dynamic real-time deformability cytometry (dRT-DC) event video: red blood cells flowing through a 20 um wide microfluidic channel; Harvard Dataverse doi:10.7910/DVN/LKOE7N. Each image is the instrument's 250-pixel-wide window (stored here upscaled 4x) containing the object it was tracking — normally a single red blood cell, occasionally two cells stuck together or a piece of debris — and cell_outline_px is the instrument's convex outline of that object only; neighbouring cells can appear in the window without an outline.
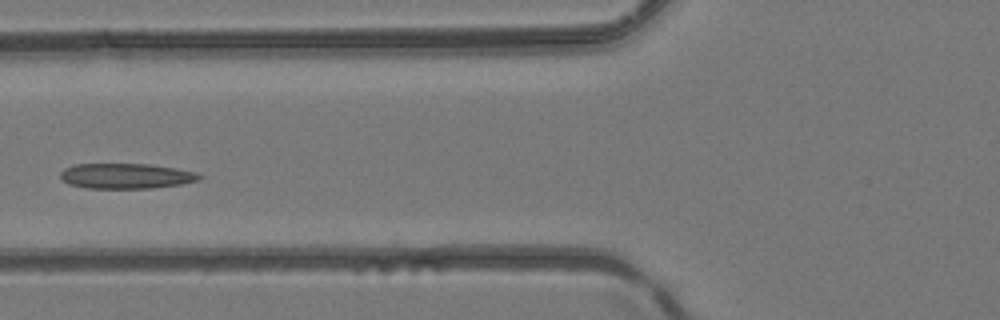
{"species": "common noctule bat (a hibernating species)", "species_latin": "Nyctalus noctula", "temperature_condition": "room temperature", "stored_images_in_passage": 3, "camera_frame_rate_fps": 3000, "um_per_image_px": 0.085, "animal": {"sex": "female", "body_mass_g": 24.6, "forearm_length_mm": 56.2}, "frame": {"image": 1, "passage_image": 3, "time_ms": 0.667, "image_size_px": [1000, 320], "cell_outline_px": [[204, 176], [200, 180], [180, 184], [152, 188], [88, 188], [68, 184], [60, 176], [60, 172], [64, 168], [76, 164], [148, 164], [176, 168], [196, 172]], "centroid_in_image_um": [10.73, 14.95], "position_along_channel_um": 115.1, "area_um2": 20.46}}